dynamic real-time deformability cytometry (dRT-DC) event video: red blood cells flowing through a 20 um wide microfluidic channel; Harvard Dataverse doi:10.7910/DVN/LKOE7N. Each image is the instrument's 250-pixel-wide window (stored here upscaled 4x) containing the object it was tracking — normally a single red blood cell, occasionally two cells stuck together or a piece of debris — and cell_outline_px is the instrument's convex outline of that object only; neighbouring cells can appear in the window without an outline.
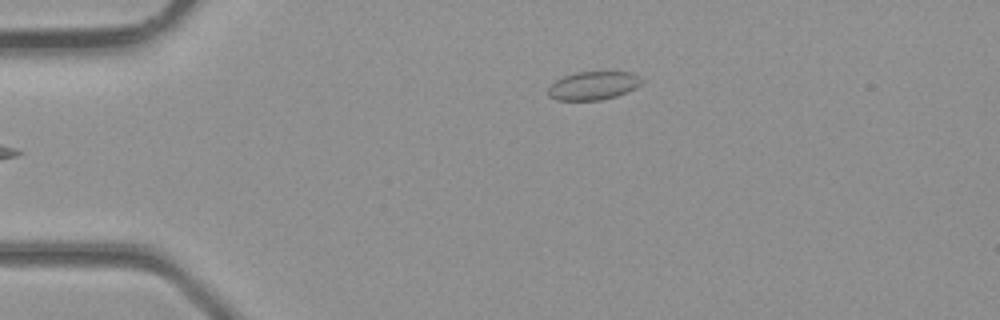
{"species": "common noctule bat (a hibernating species)", "species_latin": "Nyctalus noctula", "temperature_condition": "room temperature", "stored_images_in_passage": 3, "camera_frame_rate_fps": 3000, "um_per_image_px": 0.085, "animal": {"sex": "male", "body_mass_g": 23.1, "forearm_length_mm": 52.7}, "frame": {"image": 1, "passage_image": 2, "time_ms": 0.333, "image_size_px": [1000, 320], "cell_outline_px": [[644, 80], [636, 88], [628, 92], [616, 96], [600, 100], [556, 100], [548, 96], [548, 88], [556, 80], [564, 76], [576, 72], [628, 72]], "centroid_in_image_um": [50.41, 7.29], "position_along_channel_um": 34.6, "area_um2": 15.37}}